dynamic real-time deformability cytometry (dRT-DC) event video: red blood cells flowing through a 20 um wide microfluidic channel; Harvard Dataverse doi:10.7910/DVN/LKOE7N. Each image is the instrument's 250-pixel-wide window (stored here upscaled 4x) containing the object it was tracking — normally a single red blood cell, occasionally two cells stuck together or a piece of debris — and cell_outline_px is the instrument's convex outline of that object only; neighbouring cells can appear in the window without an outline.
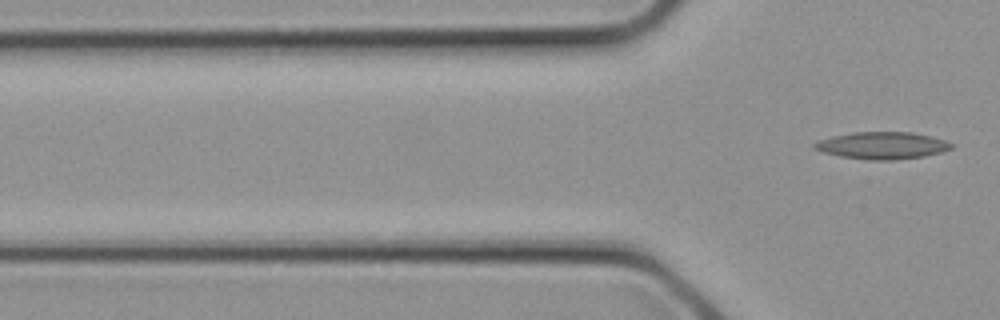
{"species": "common noctule bat (a hibernating species)", "species_latin": "Nyctalus noctula", "temperature_condition": "cold", "stored_images_in_passage": 3, "camera_frame_rate_fps": 3000, "um_per_image_px": 0.085, "animal": {"sex": "female", "body_mass_g": 21.9}, "frame": {"image": 1, "passage_image": 3, "time_ms": 0.667, "image_size_px": [1000, 320], "cell_outline_px": [[952, 148], [940, 152], [924, 156], [892, 160], [868, 160], [840, 156], [824, 152], [812, 148], [812, 144], [816, 140], [832, 136], [852, 132], [912, 132], [932, 136], [944, 140], [952, 144]], "centroid_in_image_um": [74.94, 12.36], "position_along_channel_um": 50.9, "area_um2": 21.68}}